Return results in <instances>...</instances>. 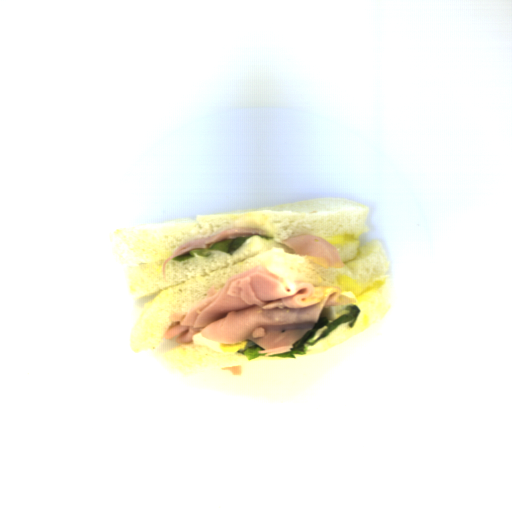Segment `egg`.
Returning a JSON list of instances; mask_svg holds the SVG:
<instances>
[{"label": "egg", "mask_w": 512, "mask_h": 512, "mask_svg": "<svg viewBox=\"0 0 512 512\" xmlns=\"http://www.w3.org/2000/svg\"><path fill=\"white\" fill-rule=\"evenodd\" d=\"M335 286L339 287L341 291L351 292L356 300V303H363L378 297L379 295L390 289L391 282L389 275L377 277L374 280L362 284L358 283L351 276L340 274L335 281Z\"/></svg>", "instance_id": "egg-1"}, {"label": "egg", "mask_w": 512, "mask_h": 512, "mask_svg": "<svg viewBox=\"0 0 512 512\" xmlns=\"http://www.w3.org/2000/svg\"><path fill=\"white\" fill-rule=\"evenodd\" d=\"M322 239L333 246L341 260L345 262L355 258L360 248L359 235L356 234L340 233Z\"/></svg>", "instance_id": "egg-2"}, {"label": "egg", "mask_w": 512, "mask_h": 512, "mask_svg": "<svg viewBox=\"0 0 512 512\" xmlns=\"http://www.w3.org/2000/svg\"><path fill=\"white\" fill-rule=\"evenodd\" d=\"M194 345H205L208 349L221 354L234 355L237 351L246 350L247 347L257 344L254 340H242L235 343H221L207 339L202 333L192 336Z\"/></svg>", "instance_id": "egg-3"}, {"label": "egg", "mask_w": 512, "mask_h": 512, "mask_svg": "<svg viewBox=\"0 0 512 512\" xmlns=\"http://www.w3.org/2000/svg\"><path fill=\"white\" fill-rule=\"evenodd\" d=\"M347 305H332L327 308H322L319 318H328V323H332L344 314H346V308L350 306Z\"/></svg>", "instance_id": "egg-4"}]
</instances>
